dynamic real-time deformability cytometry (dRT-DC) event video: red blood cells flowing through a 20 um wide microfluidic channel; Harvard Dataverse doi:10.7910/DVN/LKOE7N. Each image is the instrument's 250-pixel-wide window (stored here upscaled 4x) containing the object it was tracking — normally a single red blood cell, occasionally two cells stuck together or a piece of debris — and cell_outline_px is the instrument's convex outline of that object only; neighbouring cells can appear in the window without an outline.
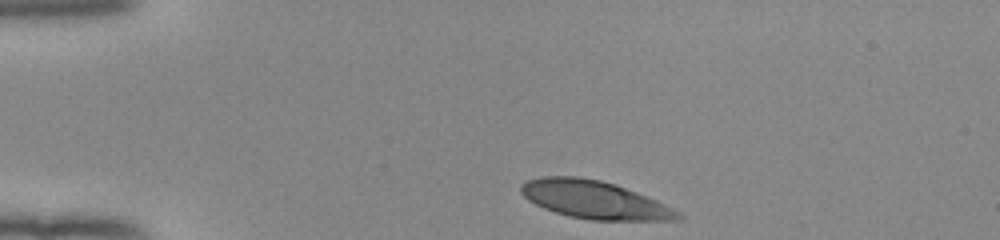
{"species": "human", "species_latin": "Homo sapiens", "temperature_condition": "room temperature", "stored_images_in_passage": 34, "camera_frame_rate_fps": 3000, "um_per_image_px": 0.085, "donor": {"sex": "female"}, "frame": {"image": 1, "passage_image": 1, "time_ms": 0.0, "image_size_px": [1000, 240], "cell_outline_px": [[684, 220], [592, 220], [568, 216], [544, 208], [528, 200], [520, 192], [520, 184], [528, 180], [544, 176], [576, 176], [600, 180], [616, 184], [656, 200], [680, 212], [684, 216]], "centroid_in_image_um": [50.53, 16.98], "position_along_channel_um": 34.5, "area_um2": 34.62}}
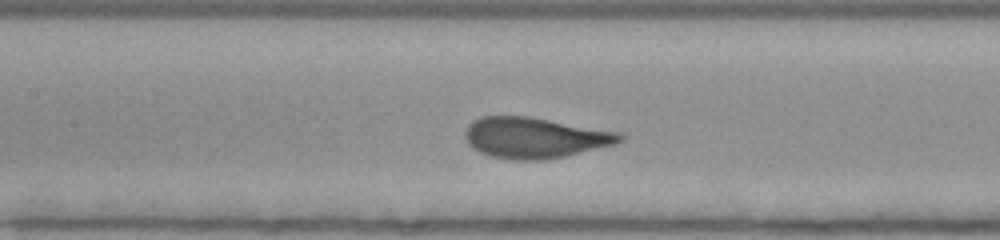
{"frame": {"image": 2, "passage_image": 15, "time_ms": 4.667, "image_size_px": [1000, 240], "cell_outline_px": [[624, 140], [616, 144], [564, 156], [544, 160], [512, 160], [492, 156], [480, 152], [472, 148], [468, 144], [464, 136], [464, 132], [468, 124], [472, 120], [480, 116], [528, 116], [620, 132], [624, 136]], "centroid_in_image_um": [45.43, 11.7], "position_along_channel_um": 162.0, "area_um2": 36.93}}
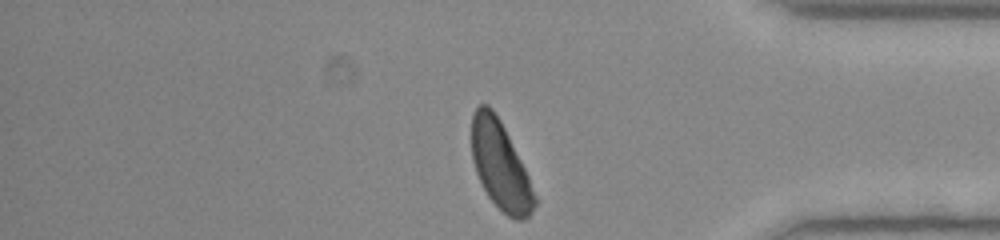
{"frame": {"image": 3, "passage_image": 34, "time_ms": 11.0, "image_size_px": [1000, 240], "cell_outline_px": [[540, 200], [532, 212], [524, 220], [516, 220], [508, 216], [488, 196], [476, 172], [472, 160], [472, 112], [480, 104], [488, 104], [492, 108], [500, 120]], "centroid_in_image_um": [42.55, 14.1], "position_along_channel_um": 392.6, "area_um2": 32.08}, "authors_computed_cell_mechanics": {"area_um2": 35.6048, "velocity_mm_per_s": 3.9389, "shape_relaxation_time_tau1_ms": 2.7292, "shape_relaxation_time_tau2_ms": null, "deformation_change_tau1": 0.1521, "deformation_change_tau2": null}}